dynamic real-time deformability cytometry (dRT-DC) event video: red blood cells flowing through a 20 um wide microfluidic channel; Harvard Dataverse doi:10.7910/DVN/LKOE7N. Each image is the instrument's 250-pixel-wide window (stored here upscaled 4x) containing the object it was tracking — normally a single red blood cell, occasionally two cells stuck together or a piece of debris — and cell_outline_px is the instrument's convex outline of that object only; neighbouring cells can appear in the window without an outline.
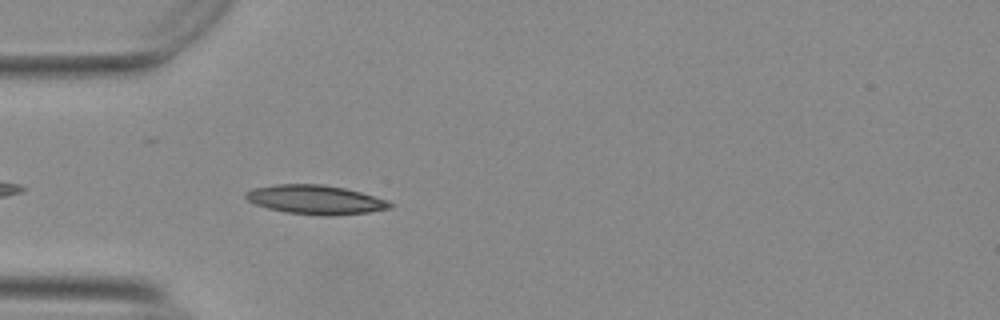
{"species": "Egyptian fruit bat (a non-hibernating species)", "species_latin": "Rousettus aegyptiacus", "temperature_condition": "warm", "stored_images_in_passage": 24, "camera_frame_rate_fps": 3000, "um_per_image_px": 0.085, "animal": {"sex": "female"}, "frame": {"image": 1, "passage_image": 3, "time_ms": 0.667, "image_size_px": [1000, 320], "cell_outline_px": [[396, 204], [392, 208], [368, 212], [332, 216], [324, 216], [284, 212], [268, 208], [256, 204], [248, 200], [244, 196], [244, 192], [252, 188], [276, 184], [324, 184], [344, 188], [360, 192], [388, 200]], "centroid_in_image_um": [26.83, 16.97], "position_along_channel_um": 58.2, "area_um2": 24.68}}
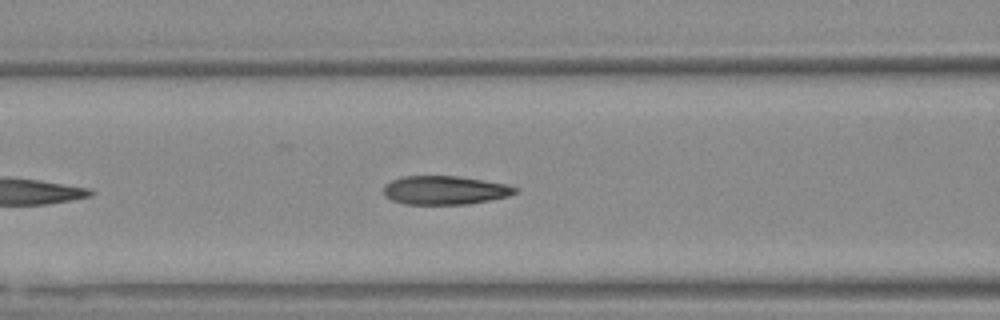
{"frame": {"image": 2, "passage_image": 9, "time_ms": 2.667, "image_size_px": [1000, 320], "cell_outline_px": [[520, 188], [516, 192], [508, 196], [468, 204], [404, 204], [392, 200], [384, 196], [384, 184], [392, 180], [404, 176], [456, 176], [508, 184]], "centroid_in_image_um": [37.8, 16.16], "position_along_channel_um": 128.8, "area_um2": 21.96}}
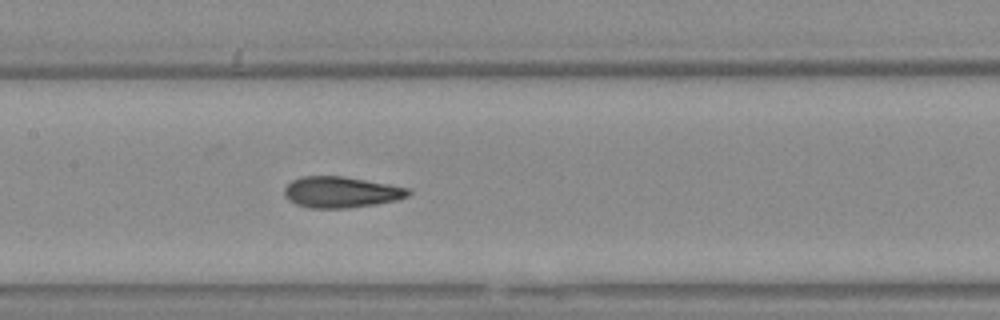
{"frame": {"image": 3, "passage_image": 13, "time_ms": 4.0, "image_size_px": [1000, 320], "cell_outline_px": [[412, 192], [408, 196], [396, 200], [376, 204], [348, 208], [312, 208], [296, 204], [288, 200], [284, 196], [284, 188], [292, 180], [304, 176], [344, 176], [388, 184], [408, 188]], "centroid_in_image_um": [28.98, 16.33], "position_along_channel_um": 178.4, "area_um2": 22.43}}